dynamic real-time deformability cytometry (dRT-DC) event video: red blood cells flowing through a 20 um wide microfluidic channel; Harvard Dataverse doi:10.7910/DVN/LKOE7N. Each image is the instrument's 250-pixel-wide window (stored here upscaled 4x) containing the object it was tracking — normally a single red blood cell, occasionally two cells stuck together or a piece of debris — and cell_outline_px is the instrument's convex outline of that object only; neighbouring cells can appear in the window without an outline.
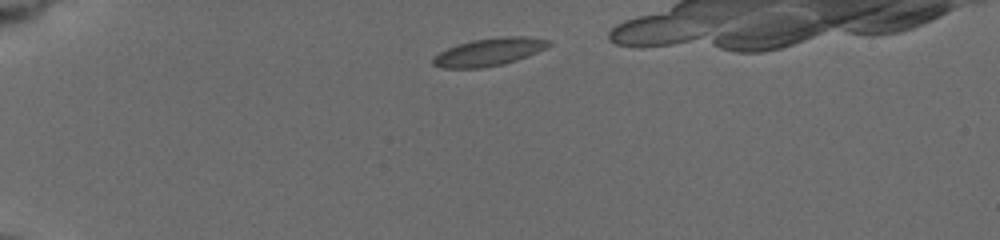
{"species": "common noctule bat (a hibernating species)", "species_latin": "Nyctalus noctula", "temperature_condition": "cold", "stored_images_in_passage": 44, "camera_frame_rate_fps": 3000, "um_per_image_px": 0.085, "animal": {"sex": "female", "body_mass_g": 19.5, "forearm_length_mm": 54.1}, "frame": {"image": 1, "passage_image": 1, "time_ms": 0.0, "image_size_px": [1000, 240], "cell_outline_px": [[552, 44], [536, 52], [516, 60], [500, 64], [480, 68], [444, 68], [432, 64], [432, 60], [440, 52], [448, 48], [472, 40], [548, 40]], "centroid_in_image_um": [41.4, 4.51], "position_along_channel_um": 43.6, "area_um2": 16.82}}
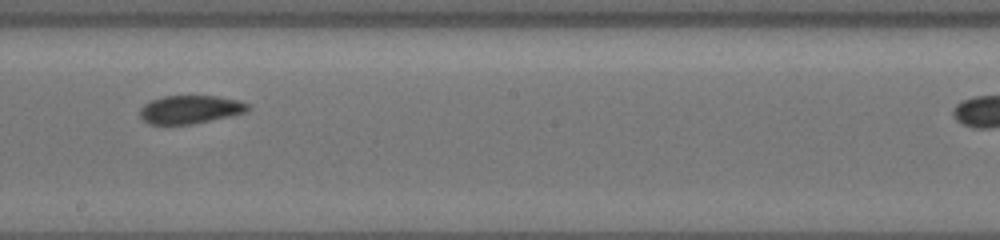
{"frame": {"image": 2, "passage_image": 26, "time_ms": 6.333, "image_size_px": [1000, 240], "cell_outline_px": [[248, 108], [244, 112], [192, 124], [152, 124], [144, 120], [140, 116], [140, 108], [144, 104], [152, 100], [164, 96], [216, 96], [236, 100], [248, 104]], "centroid_in_image_um": [16.11, 9.3], "position_along_channel_um": 232.1, "area_um2": 17.28}}
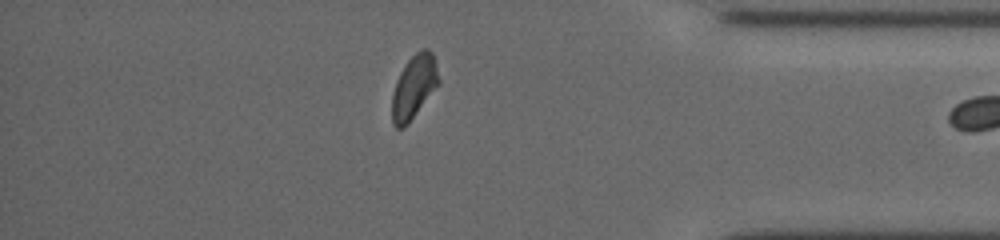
{"frame": {"image": 3, "passage_image": 43, "time_ms": 11.333, "image_size_px": [1000, 240], "cell_outline_px": [[440, 84], [408, 124], [404, 128], [396, 128], [392, 124], [392, 96], [396, 80], [400, 72], [408, 60], [420, 48], [428, 48], [432, 52], [440, 80]], "centroid_in_image_um": [35.19, 7.4], "position_along_channel_um": 400.0, "area_um2": 17.46}}